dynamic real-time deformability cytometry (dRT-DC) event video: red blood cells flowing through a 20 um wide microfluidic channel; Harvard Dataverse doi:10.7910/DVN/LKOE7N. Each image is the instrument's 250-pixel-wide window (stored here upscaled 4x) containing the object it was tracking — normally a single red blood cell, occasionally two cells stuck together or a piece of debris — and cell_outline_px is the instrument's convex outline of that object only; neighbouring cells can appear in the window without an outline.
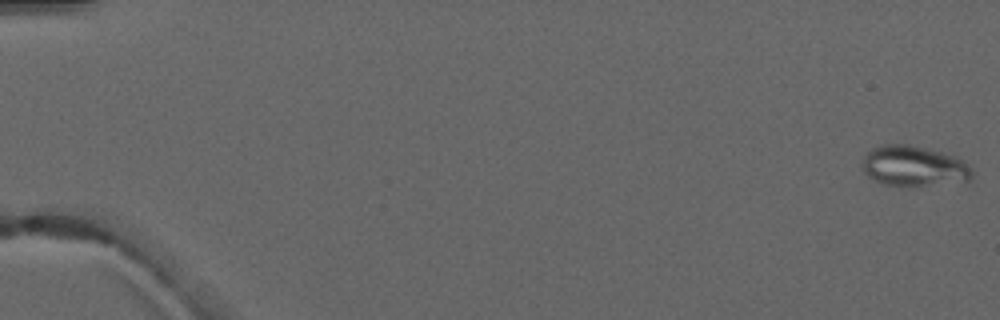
{"species": "common noctule bat (a hibernating species)", "species_latin": "Nyctalus noctula", "temperature_condition": "warm", "stored_images_in_passage": 7, "camera_frame_rate_fps": 3000, "um_per_image_px": 0.085, "animal": {"sex": "male", "forearm_length_mm": 52.5}, "frame": {"image": 1, "passage_image": 7, "time_ms": 10.0, "image_size_px": [1000, 320], "cell_outline_px": [[972, 176], [968, 180], [924, 184], [884, 184], [868, 176], [864, 172], [860, 164], [864, 156], [872, 148], [884, 144], [908, 144], [956, 156], [968, 164], [972, 172]], "centroid_in_image_um": [77.62, 14.07], "position_along_channel_um": 7.4, "area_um2": 25.09}}